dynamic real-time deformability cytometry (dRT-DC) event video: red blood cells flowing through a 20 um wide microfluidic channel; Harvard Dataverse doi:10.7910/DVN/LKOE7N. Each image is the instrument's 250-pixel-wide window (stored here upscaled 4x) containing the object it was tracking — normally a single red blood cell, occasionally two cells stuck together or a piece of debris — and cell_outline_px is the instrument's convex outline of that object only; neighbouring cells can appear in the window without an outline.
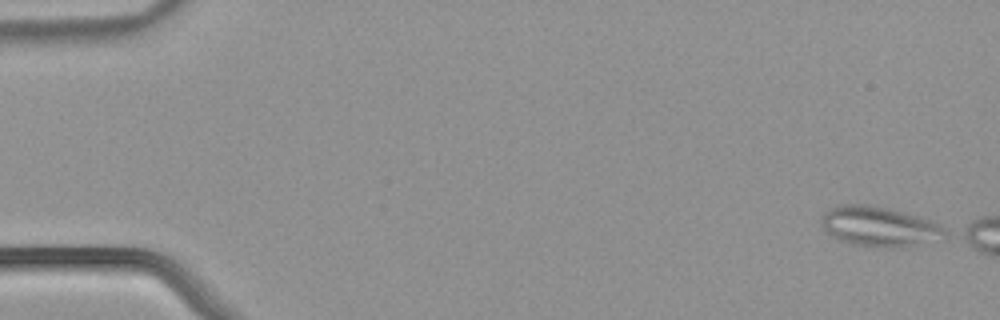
{"species": "common noctule bat (a hibernating species)", "species_latin": "Nyctalus noctula", "temperature_condition": "warm", "stored_images_in_passage": 7, "camera_frame_rate_fps": 3000, "um_per_image_px": 0.085, "animal": {"sex": "male", "body_mass_g": 21.5, "forearm_length_mm": 52.0}, "frame": {"image": 1, "passage_image": 1, "time_ms": 0.0, "image_size_px": [1000, 320], "cell_outline_px": [[952, 236], [944, 240], [904, 248], [868, 248], [852, 244], [840, 240], [828, 232], [820, 224], [820, 216], [824, 212], [836, 204], [868, 204], [888, 208], [920, 216], [932, 220], [952, 232]], "centroid_in_image_um": [74.86, 19.28], "position_along_channel_um": 10.1, "area_um2": 30.11}}